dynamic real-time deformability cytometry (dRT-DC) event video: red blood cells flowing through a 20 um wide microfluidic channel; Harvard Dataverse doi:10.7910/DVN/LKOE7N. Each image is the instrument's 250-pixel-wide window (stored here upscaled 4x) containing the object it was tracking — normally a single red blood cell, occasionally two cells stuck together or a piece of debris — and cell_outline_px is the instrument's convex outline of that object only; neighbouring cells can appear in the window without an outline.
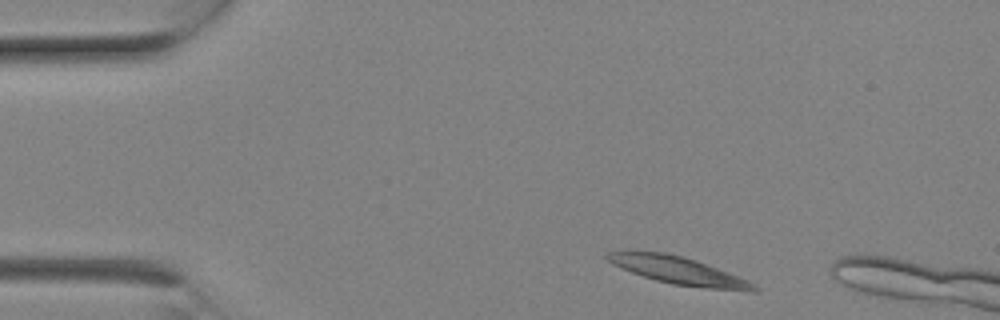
{"species": "Egyptian fruit bat (a non-hibernating species)", "species_latin": "Rousettus aegyptiacus", "temperature_condition": "room temperature", "stored_images_in_passage": 3, "camera_frame_rate_fps": 3000, "um_per_image_px": 0.085, "animal": {"sex": "female"}, "frame": {"image": 1, "passage_image": 1, "time_ms": 0.0, "image_size_px": [1000, 320], "cell_outline_px": [[760, 292], [752, 292], [704, 288], [672, 284], [656, 280], [632, 272], [612, 264], [604, 256], [608, 252], [664, 252], [684, 256], [696, 260], [740, 276], [748, 280], [760, 288]], "centroid_in_image_um": [57.79, 23.02], "position_along_channel_um": 27.2, "area_um2": 23.52}}